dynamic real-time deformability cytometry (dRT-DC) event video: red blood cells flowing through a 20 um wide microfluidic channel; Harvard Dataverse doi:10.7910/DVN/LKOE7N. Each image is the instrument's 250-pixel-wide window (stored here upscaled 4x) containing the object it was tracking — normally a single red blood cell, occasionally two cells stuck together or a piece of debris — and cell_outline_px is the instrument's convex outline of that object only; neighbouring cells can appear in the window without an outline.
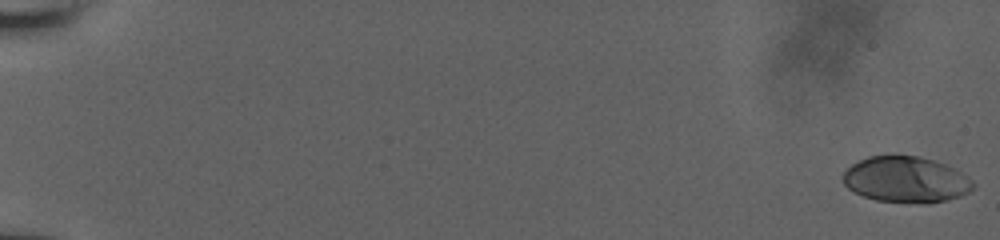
{"species": "human", "species_latin": "Homo sapiens", "temperature_condition": "room temperature", "stored_images_in_passage": 54, "camera_frame_rate_fps": 3000, "um_per_image_px": 0.085, "donor": {"sex": "male"}, "frame": {"image": 1, "passage_image": 1, "time_ms": 0.0, "image_size_px": [1000, 240], "cell_outline_px": [[976, 184], [968, 192], [960, 196], [948, 200], [928, 204], [876, 200], [864, 196], [848, 188], [844, 184], [844, 172], [852, 164], [868, 156], [920, 156], [956, 168], [968, 176]], "centroid_in_image_um": [77.05, 15.27], "position_along_channel_um": 7.9, "area_um2": 34.8}}
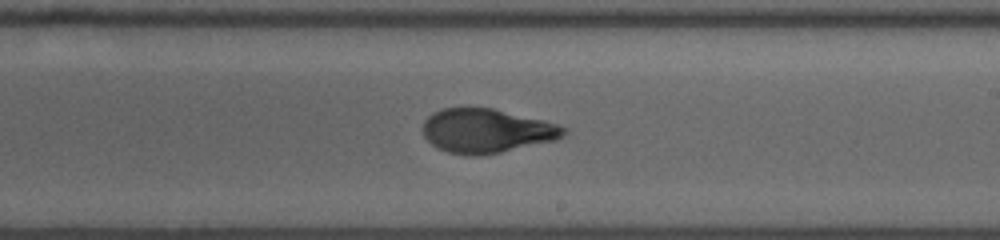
{"frame": {"image": 2, "passage_image": 36, "time_ms": 11.667, "image_size_px": [1000, 240], "cell_outline_px": [[568, 132], [564, 136], [556, 140], [500, 152], [476, 156], [472, 156], [448, 152], [432, 144], [424, 136], [424, 120], [432, 112], [440, 108], [492, 108], [544, 120], [568, 128]], "centroid_in_image_um": [41.38, 11.11], "position_along_channel_um": 247.6, "area_um2": 36.07}}
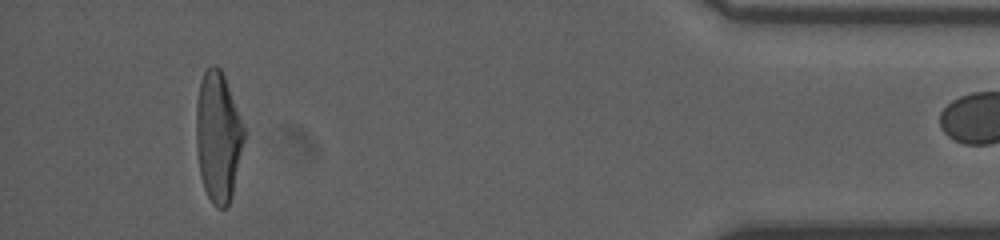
{"frame": {"image": 3, "passage_image": 53, "time_ms": 17.333, "image_size_px": [1000, 240], "cell_outline_px": [[244, 140], [232, 196], [228, 204], [224, 208], [216, 208], [212, 204], [204, 188], [200, 176], [196, 148], [196, 104], [200, 80], [204, 72], [212, 64], [216, 64], [220, 68], [224, 76], [244, 128]], "centroid_in_image_um": [18.51, 11.64], "position_along_channel_um": 416.7, "area_um2": 36.18}}